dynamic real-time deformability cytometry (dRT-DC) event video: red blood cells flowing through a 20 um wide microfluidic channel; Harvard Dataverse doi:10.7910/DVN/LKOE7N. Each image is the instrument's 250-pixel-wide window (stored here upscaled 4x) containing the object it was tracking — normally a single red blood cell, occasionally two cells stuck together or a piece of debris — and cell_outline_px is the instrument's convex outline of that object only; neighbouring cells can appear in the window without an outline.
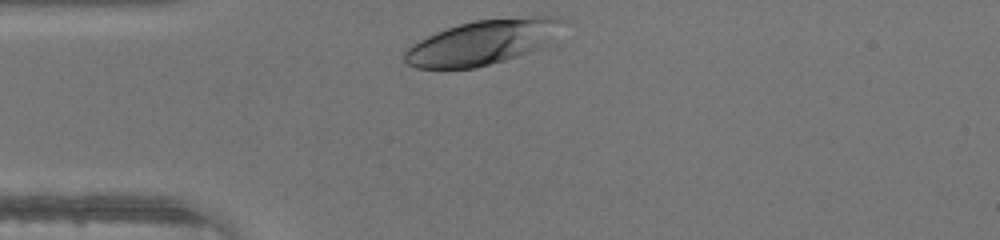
{"species": "human", "species_latin": "Homo sapiens", "temperature_condition": "warm", "stored_images_in_passage": 26, "camera_frame_rate_fps": 3000, "um_per_image_px": 0.085, "donor": {"sex": "male"}, "frame": {"image": 1, "passage_image": 1, "time_ms": 0.0, "image_size_px": [1000, 240], "cell_outline_px": [[564, 20], [532, 48], [516, 56], [504, 60], [476, 68], [416, 68], [408, 64], [404, 60], [404, 52], [412, 44], [436, 32], [460, 24], [476, 20], [532, 16], [560, 16]], "centroid_in_image_um": [40.8, 3.6], "position_along_channel_um": 44.2, "area_um2": 39.13}}
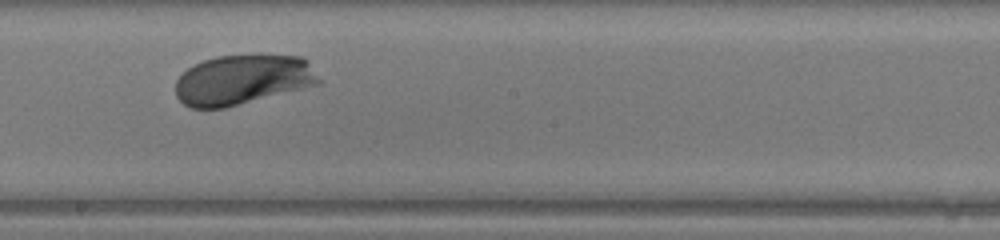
{"frame": {"image": 2, "passage_image": 15, "time_ms": 4.667, "image_size_px": [1000, 240], "cell_outline_px": [[320, 84], [224, 108], [188, 108], [176, 96], [176, 80], [192, 64], [216, 56], [260, 52], [300, 56], [308, 60], [320, 80]], "centroid_in_image_um": [20.64, 6.73], "position_along_channel_um": 227.6, "area_um2": 42.6}}
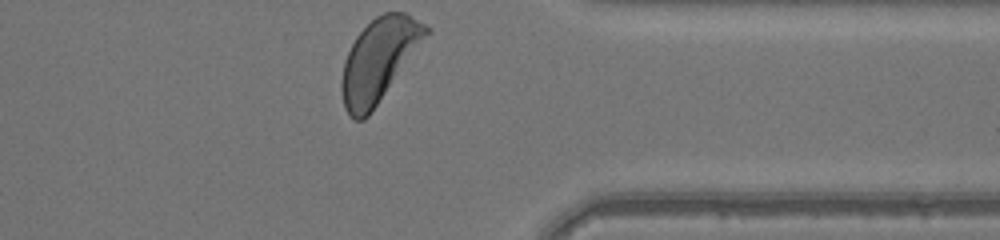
{"frame": {"image": 3, "passage_image": 26, "time_ms": 8.333, "image_size_px": [1000, 240], "cell_outline_px": [[432, 32], [368, 116], [364, 120], [356, 120], [344, 108], [340, 88], [340, 84], [344, 60], [356, 36], [376, 16], [384, 12], [404, 12], [424, 24]], "centroid_in_image_um": [32.21, 5.1], "position_along_channel_um": 379.2, "area_um2": 40.52}}